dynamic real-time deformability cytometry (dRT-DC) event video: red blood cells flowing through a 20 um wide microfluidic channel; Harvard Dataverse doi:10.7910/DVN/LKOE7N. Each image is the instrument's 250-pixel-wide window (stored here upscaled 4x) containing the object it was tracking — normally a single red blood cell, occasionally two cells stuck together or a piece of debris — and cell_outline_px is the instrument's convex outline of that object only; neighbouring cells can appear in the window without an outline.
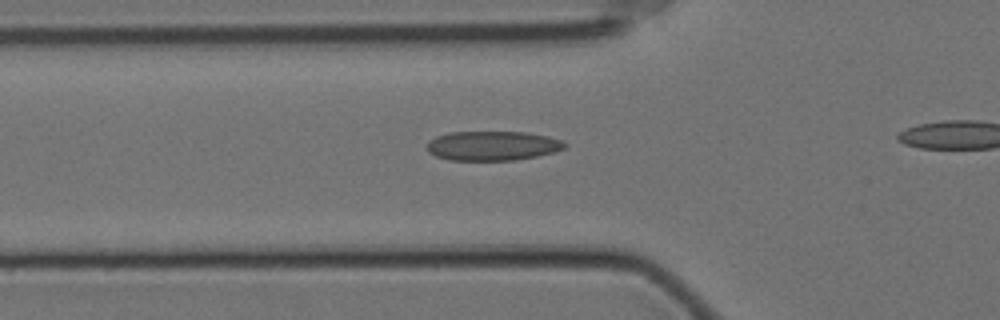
{"species": "Egyptian fruit bat (a non-hibernating species)", "species_latin": "Rousettus aegyptiacus", "temperature_condition": "cold", "stored_images_in_passage": 11, "camera_frame_rate_fps": 3000, "um_per_image_px": 0.085, "animal": {"sex": "female"}, "frame": {"image": 1, "passage_image": 2, "time_ms": 0.333, "image_size_px": [1000, 320], "cell_outline_px": [[568, 144], [564, 148], [556, 152], [516, 160], [448, 160], [436, 156], [428, 152], [428, 140], [436, 136], [448, 132], [528, 132], [548, 136], [564, 140]], "centroid_in_image_um": [41.9, 12.38], "position_along_channel_um": 83.9, "area_um2": 23.87}}
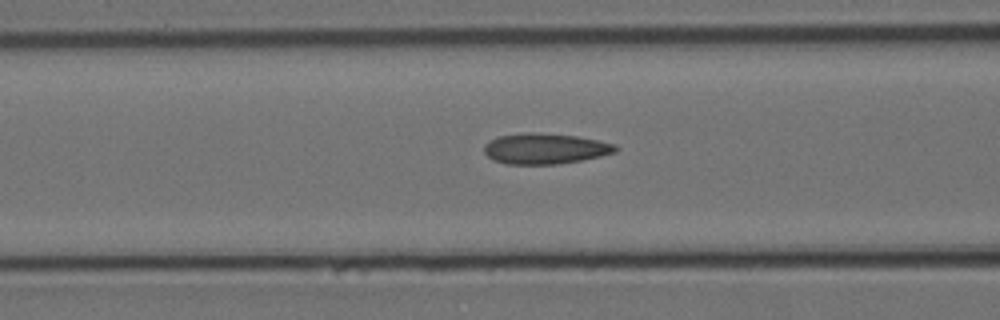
{"frame": {"image": 2, "passage_image": 5, "time_ms": 1.333, "image_size_px": [1000, 320], "cell_outline_px": [[620, 148], [616, 152], [600, 156], [560, 164], [504, 164], [492, 160], [484, 152], [484, 144], [496, 136], [528, 132], [532, 132], [576, 136], [616, 144]], "centroid_in_image_um": [46.31, 12.63], "position_along_channel_um": 120.3, "area_um2": 23.58}}
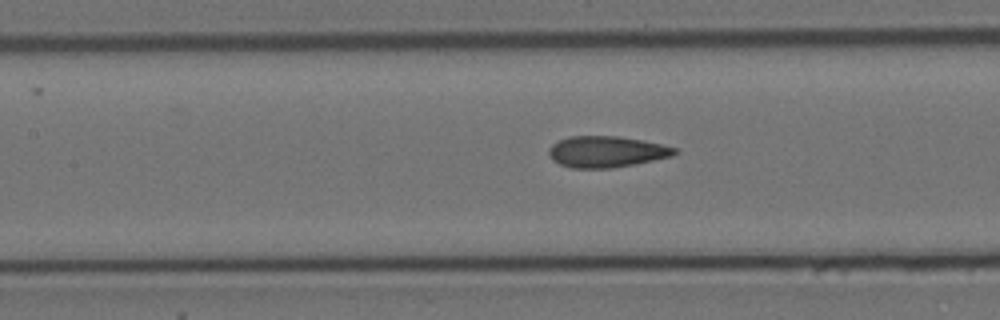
{"frame": {"image": 3, "passage_image": 8, "time_ms": 2.333, "image_size_px": [1000, 320], "cell_outline_px": [[676, 152], [672, 156], [636, 164], [612, 168], [572, 168], [560, 164], [552, 160], [548, 152], [548, 148], [552, 144], [568, 136], [620, 136], [660, 144], [676, 148]], "centroid_in_image_um": [51.51, 12.9], "position_along_channel_um": 155.9, "area_um2": 22.83}}